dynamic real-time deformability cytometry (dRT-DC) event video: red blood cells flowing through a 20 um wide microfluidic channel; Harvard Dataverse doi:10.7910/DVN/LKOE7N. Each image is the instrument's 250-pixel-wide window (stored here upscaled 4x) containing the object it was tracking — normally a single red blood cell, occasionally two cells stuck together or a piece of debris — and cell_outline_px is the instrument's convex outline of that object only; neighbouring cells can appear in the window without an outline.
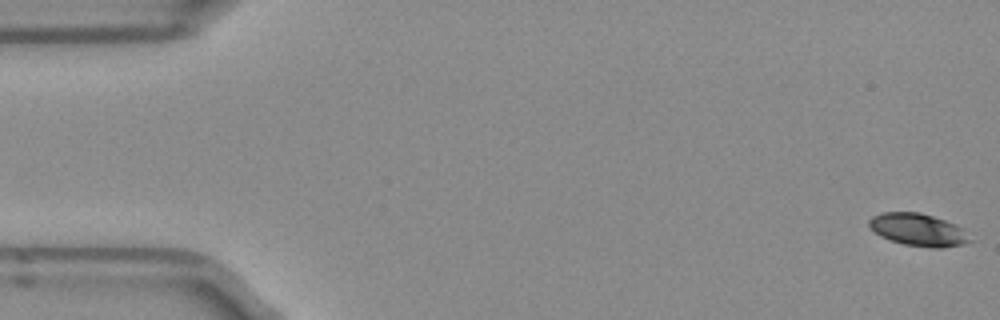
{"species": "Egyptian fruit bat (a non-hibernating species)", "species_latin": "Rousettus aegyptiacus", "temperature_condition": "room temperature", "stored_images_in_passage": 51, "camera_frame_rate_fps": 3000, "um_per_image_px": 0.085, "frame": {"image": 1, "passage_image": 1, "time_ms": 0.0, "image_size_px": [1000, 320], "cell_outline_px": [[972, 240], [964, 244], [944, 248], [932, 248], [904, 244], [888, 240], [880, 236], [868, 224], [868, 220], [872, 216], [880, 212], [920, 212], [956, 224], [964, 228]], "centroid_in_image_um": [78.06, 19.53], "position_along_channel_um": 6.9, "area_um2": 19.25}}
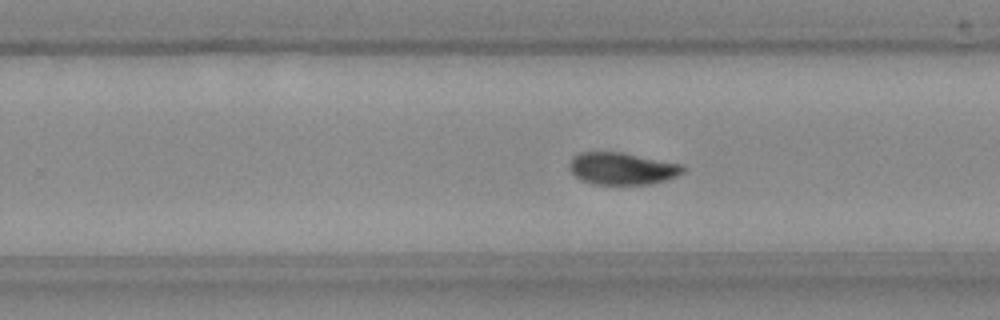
{"frame": {"image": 2, "passage_image": 32, "time_ms": 10.333, "image_size_px": [1000, 320], "cell_outline_px": [[684, 172], [668, 180], [652, 184], [596, 184], [580, 180], [568, 168], [568, 164], [572, 156], [580, 152], [620, 152], [680, 164], [684, 168]], "centroid_in_image_um": [52.84, 14.33], "position_along_channel_um": 277.0, "area_um2": 21.21}}
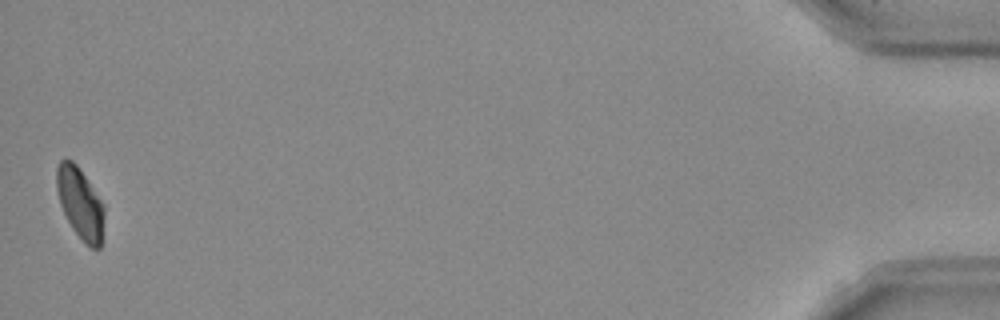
{"frame": {"image": 3, "passage_image": 51, "time_ms": 16.667, "image_size_px": [1000, 320], "cell_outline_px": [[104, 216], [100, 248], [92, 248], [72, 228], [60, 204], [56, 188], [56, 168], [60, 160], [72, 160], [76, 164], [104, 204]], "centroid_in_image_um": [6.8, 17.24], "position_along_channel_um": 428.4, "area_um2": 19.31}, "authors_computed_cell_mechanics": {"area_um2": 21.1548, "velocity_mm_per_s": 3.9456, "shape_relaxation_time_tau1_ms": 2.8034, "shape_relaxation_time_tau2_ms": 6.3848, "deformation_change_tau1": 0.1125, "deformation_change_tau2": 0.0758}}